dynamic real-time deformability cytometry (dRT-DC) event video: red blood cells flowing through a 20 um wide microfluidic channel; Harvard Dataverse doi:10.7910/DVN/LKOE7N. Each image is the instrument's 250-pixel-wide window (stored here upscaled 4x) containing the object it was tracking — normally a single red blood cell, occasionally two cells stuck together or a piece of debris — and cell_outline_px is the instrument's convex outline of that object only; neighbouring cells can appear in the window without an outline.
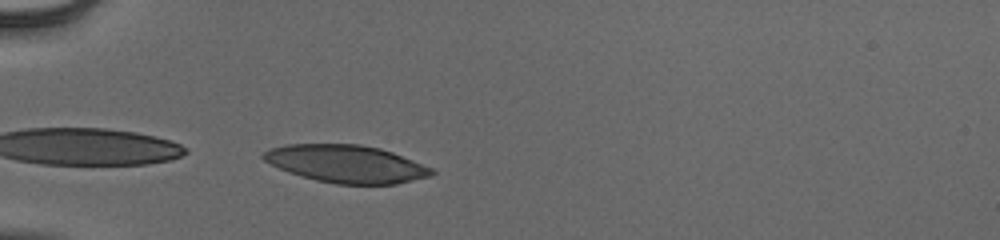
{"species": "human", "species_latin": "Homo sapiens", "temperature_condition": "cold", "stored_images_in_passage": 37, "camera_frame_rate_fps": 3000, "um_per_image_px": 0.085, "donor": {"sex": "male"}, "frame": {"image": 1, "passage_image": 1, "time_ms": 0.0, "image_size_px": [1000, 240], "cell_outline_px": [[436, 172], [432, 176], [396, 184], [336, 184], [316, 180], [288, 172], [264, 160], [260, 156], [268, 148], [288, 144], [360, 144], [380, 148], [392, 152], [432, 168]], "centroid_in_image_um": [29.43, 13.92], "position_along_channel_um": 55.6, "area_um2": 36.82}}
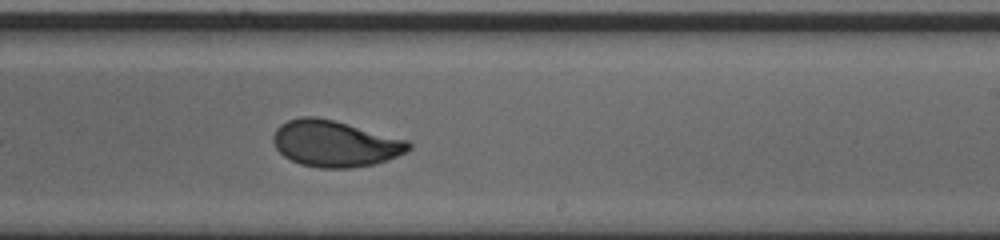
{"frame": {"image": 2, "passage_image": 18, "time_ms": 5.667, "image_size_px": [1000, 240], "cell_outline_px": [[412, 148], [408, 152], [388, 160], [376, 164], [352, 168], [320, 168], [300, 164], [284, 156], [276, 148], [272, 140], [272, 136], [276, 128], [280, 124], [288, 120], [300, 116], [316, 116], [332, 120], [408, 140], [412, 144]], "centroid_in_image_um": [28.48, 12.21], "position_along_channel_um": 260.5, "area_um2": 36.7}}
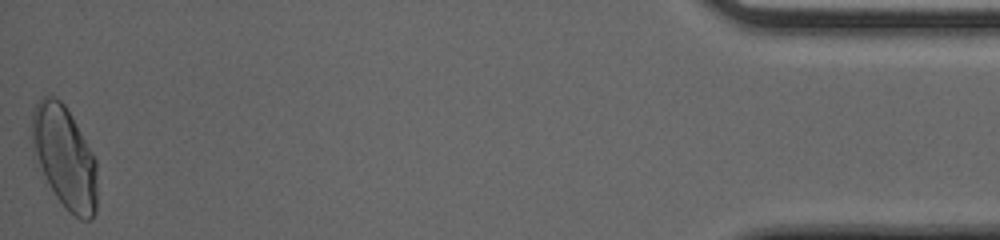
{"frame": {"image": 3, "passage_image": 37, "time_ms": 12.0, "image_size_px": [1000, 240], "cell_outline_px": [[96, 212], [92, 220], [80, 220], [56, 196], [32, 156], [32, 112], [36, 104], [48, 92], [52, 92], [64, 104], [76, 124], [96, 160]], "centroid_in_image_um": [5.46, 13.32], "position_along_channel_um": 429.7, "area_um2": 38.73}, "authors_computed_cell_mechanics": {"area_um2": 36.703, "velocity_mm_per_s": 3.9348, "shape_relaxation_time_tau1_ms": 4.1987, "shape_relaxation_time_tau2_ms": 0.7241, "deformation_change_tau1": 0.1732, "deformation_change_tau2": 0.052}}